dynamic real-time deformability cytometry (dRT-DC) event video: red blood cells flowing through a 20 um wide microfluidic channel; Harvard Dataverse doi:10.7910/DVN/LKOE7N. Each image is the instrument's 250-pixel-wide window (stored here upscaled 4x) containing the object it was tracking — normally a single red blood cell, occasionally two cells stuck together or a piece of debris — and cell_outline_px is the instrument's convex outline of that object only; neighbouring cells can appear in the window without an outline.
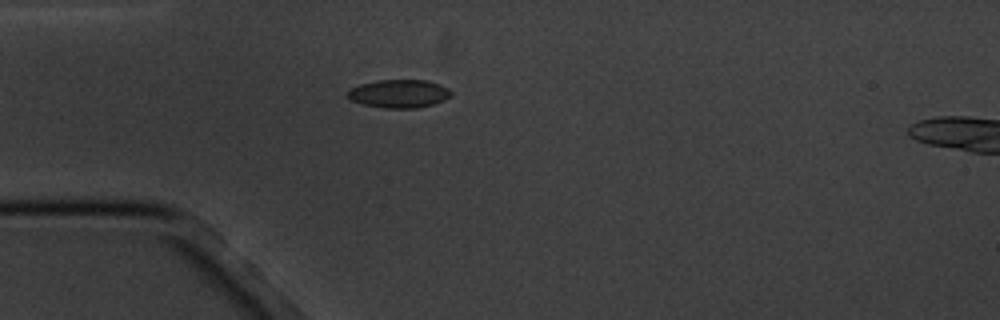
{"species": "common noctule bat (a hibernating species)", "species_latin": "Nyctalus noctula", "temperature_condition": "cold", "stored_images_in_passage": 4, "camera_frame_rate_fps": 3000, "um_per_image_px": 0.085, "animal": {"sex": "male", "body_mass_g": 20.1, "forearm_length_mm": 53.5}, "frame": {"image": 1, "passage_image": 4, "time_ms": 4.333, "image_size_px": [1000, 320], "cell_outline_px": [[452, 96], [444, 100], [432, 104], [416, 108], [384, 108], [364, 104], [352, 100], [348, 96], [348, 92], [352, 88], [360, 84], [376, 80], [424, 80], [440, 84], [448, 88], [452, 92]], "centroid_in_image_um": [33.95, 7.95], "position_along_channel_um": 51.0, "area_um2": 16.88}}